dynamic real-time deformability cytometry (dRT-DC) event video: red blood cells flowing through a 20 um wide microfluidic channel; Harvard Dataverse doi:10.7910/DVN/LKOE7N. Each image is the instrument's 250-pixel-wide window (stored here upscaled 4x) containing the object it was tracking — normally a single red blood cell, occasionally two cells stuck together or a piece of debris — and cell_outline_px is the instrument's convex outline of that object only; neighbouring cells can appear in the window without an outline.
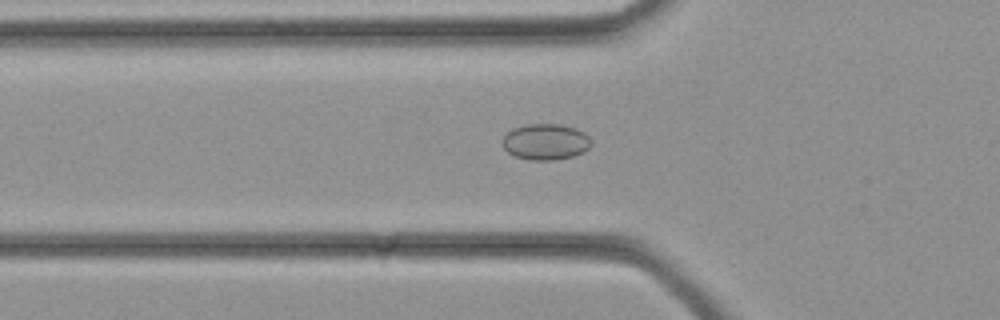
{"species": "common noctule bat (a hibernating species)", "species_latin": "Nyctalus noctula", "temperature_condition": "cold", "stored_images_in_passage": 33, "camera_frame_rate_fps": 3000, "um_per_image_px": 0.085, "animal": {"sex": "female", "body_mass_g": 21.9}, "frame": {"image": 1, "passage_image": 12, "time_ms": 3.667, "image_size_px": [1000, 320], "cell_outline_px": [[592, 144], [584, 152], [572, 156], [552, 160], [532, 160], [516, 156], [508, 152], [504, 148], [500, 140], [512, 128], [528, 124], [560, 124], [576, 128], [584, 132], [592, 140]], "centroid_in_image_um": [46.38, 12.04], "position_along_channel_um": 79.4, "area_um2": 18.73}}
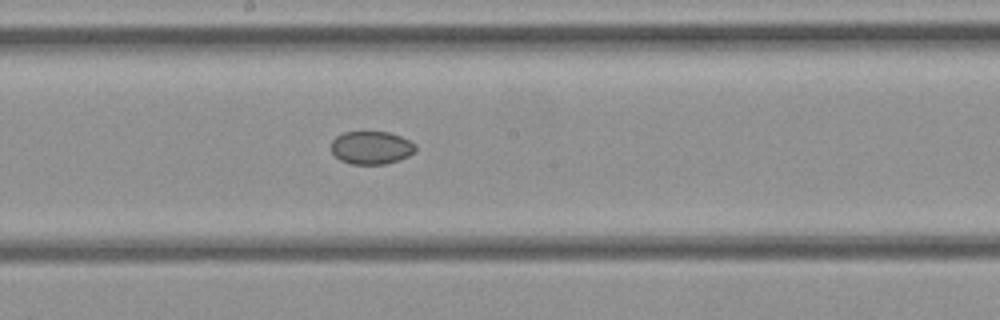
{"frame": {"image": 2, "passage_image": 19, "time_ms": 6.0, "image_size_px": [1000, 320], "cell_outline_px": [[416, 152], [400, 160], [384, 164], [352, 164], [340, 160], [332, 152], [332, 140], [336, 136], [344, 132], [388, 132], [400, 136], [416, 144]], "centroid_in_image_um": [31.58, 12.55], "position_along_channel_um": 216.6, "area_um2": 16.24}}
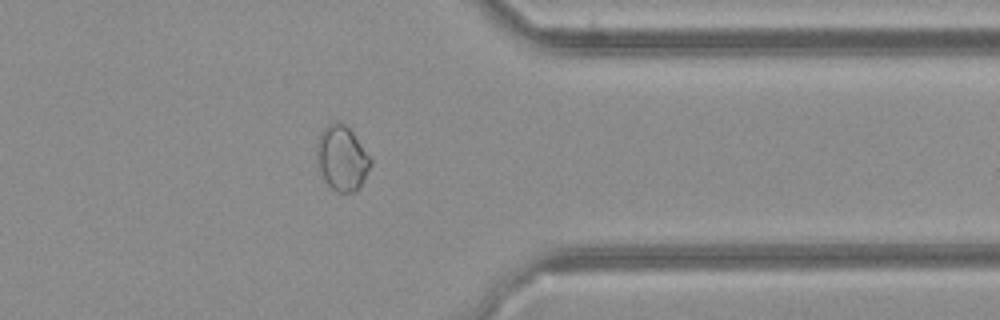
{"frame": {"image": 3, "passage_image": 28, "time_ms": 9.0, "image_size_px": [1000, 320], "cell_outline_px": [[372, 164], [364, 180], [352, 192], [336, 192], [324, 180], [320, 172], [316, 160], [316, 144], [320, 132], [328, 124], [336, 120], [344, 124], [352, 132], [372, 160]], "centroid_in_image_um": [29.03, 13.43], "position_along_channel_um": 382.4, "area_um2": 20.29}}